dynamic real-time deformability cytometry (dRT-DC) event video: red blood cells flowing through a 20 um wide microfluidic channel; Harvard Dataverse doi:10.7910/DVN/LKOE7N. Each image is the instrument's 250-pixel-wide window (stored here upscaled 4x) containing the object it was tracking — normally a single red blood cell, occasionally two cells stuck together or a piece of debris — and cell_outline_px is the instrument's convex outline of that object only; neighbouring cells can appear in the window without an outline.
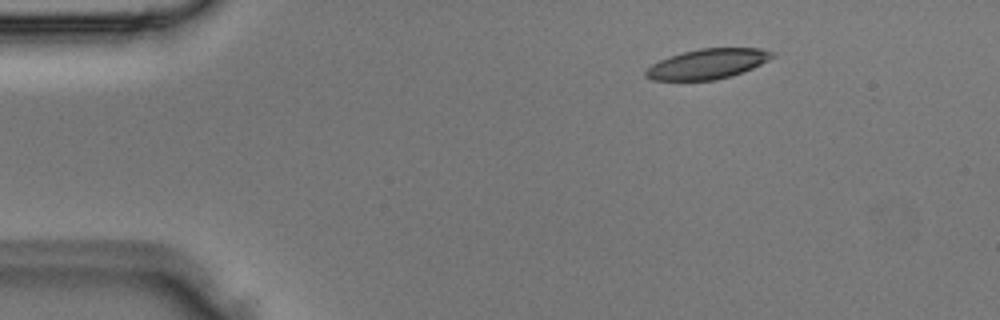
{"species": "Egyptian fruit bat (a non-hibernating species)", "species_latin": "Rousettus aegyptiacus", "temperature_condition": "room temperature", "stored_images_in_passage": 3, "segment_of_instrument_passage": [1, 2], "camera_frame_rate_fps": 3000, "um_per_image_px": 0.085, "animal": {"sex": "male"}, "frame": {"image": 1, "passage_image": 1, "time_ms": 0.0, "image_size_px": [1000, 320], "cell_outline_px": [[776, 56], [744, 72], [732, 76], [716, 80], [652, 80], [644, 76], [644, 72], [652, 64], [668, 56], [700, 48], [760, 48], [776, 52]], "centroid_in_image_um": [60.16, 5.43], "position_along_channel_um": 24.8, "area_um2": 22.25}}